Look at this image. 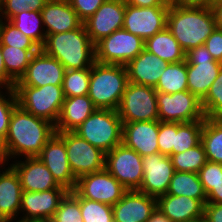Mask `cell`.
Masks as SVG:
<instances>
[{
	"label": "cell",
	"mask_w": 222,
	"mask_h": 222,
	"mask_svg": "<svg viewBox=\"0 0 222 222\" xmlns=\"http://www.w3.org/2000/svg\"><path fill=\"white\" fill-rule=\"evenodd\" d=\"M65 142L71 172L76 179L105 169V152L74 131L56 132Z\"/></svg>",
	"instance_id": "obj_10"
},
{
	"label": "cell",
	"mask_w": 222,
	"mask_h": 222,
	"mask_svg": "<svg viewBox=\"0 0 222 222\" xmlns=\"http://www.w3.org/2000/svg\"><path fill=\"white\" fill-rule=\"evenodd\" d=\"M90 68L65 70L62 89L65 97L84 96L89 93Z\"/></svg>",
	"instance_id": "obj_38"
},
{
	"label": "cell",
	"mask_w": 222,
	"mask_h": 222,
	"mask_svg": "<svg viewBox=\"0 0 222 222\" xmlns=\"http://www.w3.org/2000/svg\"><path fill=\"white\" fill-rule=\"evenodd\" d=\"M96 109L88 95L65 97L55 131H74Z\"/></svg>",
	"instance_id": "obj_27"
},
{
	"label": "cell",
	"mask_w": 222,
	"mask_h": 222,
	"mask_svg": "<svg viewBox=\"0 0 222 222\" xmlns=\"http://www.w3.org/2000/svg\"><path fill=\"white\" fill-rule=\"evenodd\" d=\"M145 41L125 29H119L94 45L95 61L126 66L143 49Z\"/></svg>",
	"instance_id": "obj_9"
},
{
	"label": "cell",
	"mask_w": 222,
	"mask_h": 222,
	"mask_svg": "<svg viewBox=\"0 0 222 222\" xmlns=\"http://www.w3.org/2000/svg\"><path fill=\"white\" fill-rule=\"evenodd\" d=\"M55 125L32 115L19 105L13 110L4 140L9 160L20 156L38 157L48 140L55 134Z\"/></svg>",
	"instance_id": "obj_1"
},
{
	"label": "cell",
	"mask_w": 222,
	"mask_h": 222,
	"mask_svg": "<svg viewBox=\"0 0 222 222\" xmlns=\"http://www.w3.org/2000/svg\"><path fill=\"white\" fill-rule=\"evenodd\" d=\"M204 219H195V220H191V221H185V222H202Z\"/></svg>",
	"instance_id": "obj_55"
},
{
	"label": "cell",
	"mask_w": 222,
	"mask_h": 222,
	"mask_svg": "<svg viewBox=\"0 0 222 222\" xmlns=\"http://www.w3.org/2000/svg\"><path fill=\"white\" fill-rule=\"evenodd\" d=\"M15 84L16 83L6 73L0 45V90L4 88L5 91V89L15 88Z\"/></svg>",
	"instance_id": "obj_48"
},
{
	"label": "cell",
	"mask_w": 222,
	"mask_h": 222,
	"mask_svg": "<svg viewBox=\"0 0 222 222\" xmlns=\"http://www.w3.org/2000/svg\"><path fill=\"white\" fill-rule=\"evenodd\" d=\"M158 117L162 122H192L204 120L205 115L199 100L190 91L174 94L157 92Z\"/></svg>",
	"instance_id": "obj_12"
},
{
	"label": "cell",
	"mask_w": 222,
	"mask_h": 222,
	"mask_svg": "<svg viewBox=\"0 0 222 222\" xmlns=\"http://www.w3.org/2000/svg\"><path fill=\"white\" fill-rule=\"evenodd\" d=\"M185 60L188 91L202 101L218 77L222 63L213 59L204 44L186 52Z\"/></svg>",
	"instance_id": "obj_8"
},
{
	"label": "cell",
	"mask_w": 222,
	"mask_h": 222,
	"mask_svg": "<svg viewBox=\"0 0 222 222\" xmlns=\"http://www.w3.org/2000/svg\"><path fill=\"white\" fill-rule=\"evenodd\" d=\"M157 207V198L138 190L127 191L112 206L114 222H146Z\"/></svg>",
	"instance_id": "obj_21"
},
{
	"label": "cell",
	"mask_w": 222,
	"mask_h": 222,
	"mask_svg": "<svg viewBox=\"0 0 222 222\" xmlns=\"http://www.w3.org/2000/svg\"><path fill=\"white\" fill-rule=\"evenodd\" d=\"M117 112L122 124L159 120L157 91L151 86L128 82Z\"/></svg>",
	"instance_id": "obj_7"
},
{
	"label": "cell",
	"mask_w": 222,
	"mask_h": 222,
	"mask_svg": "<svg viewBox=\"0 0 222 222\" xmlns=\"http://www.w3.org/2000/svg\"><path fill=\"white\" fill-rule=\"evenodd\" d=\"M74 191L81 198L113 206L128 190L106 169H103L79 177Z\"/></svg>",
	"instance_id": "obj_13"
},
{
	"label": "cell",
	"mask_w": 222,
	"mask_h": 222,
	"mask_svg": "<svg viewBox=\"0 0 222 222\" xmlns=\"http://www.w3.org/2000/svg\"><path fill=\"white\" fill-rule=\"evenodd\" d=\"M215 22L218 28H222V3L213 5L212 7Z\"/></svg>",
	"instance_id": "obj_52"
},
{
	"label": "cell",
	"mask_w": 222,
	"mask_h": 222,
	"mask_svg": "<svg viewBox=\"0 0 222 222\" xmlns=\"http://www.w3.org/2000/svg\"><path fill=\"white\" fill-rule=\"evenodd\" d=\"M107 0H68L78 18L84 22Z\"/></svg>",
	"instance_id": "obj_45"
},
{
	"label": "cell",
	"mask_w": 222,
	"mask_h": 222,
	"mask_svg": "<svg viewBox=\"0 0 222 222\" xmlns=\"http://www.w3.org/2000/svg\"><path fill=\"white\" fill-rule=\"evenodd\" d=\"M40 49H20L1 45L2 58L8 76L17 83L24 75L31 57Z\"/></svg>",
	"instance_id": "obj_31"
},
{
	"label": "cell",
	"mask_w": 222,
	"mask_h": 222,
	"mask_svg": "<svg viewBox=\"0 0 222 222\" xmlns=\"http://www.w3.org/2000/svg\"><path fill=\"white\" fill-rule=\"evenodd\" d=\"M69 192L80 203L83 222H114L111 205L81 198L74 190Z\"/></svg>",
	"instance_id": "obj_37"
},
{
	"label": "cell",
	"mask_w": 222,
	"mask_h": 222,
	"mask_svg": "<svg viewBox=\"0 0 222 222\" xmlns=\"http://www.w3.org/2000/svg\"><path fill=\"white\" fill-rule=\"evenodd\" d=\"M167 194L198 199L204 205L207 201V196L200 182L198 173L175 171L170 181Z\"/></svg>",
	"instance_id": "obj_29"
},
{
	"label": "cell",
	"mask_w": 222,
	"mask_h": 222,
	"mask_svg": "<svg viewBox=\"0 0 222 222\" xmlns=\"http://www.w3.org/2000/svg\"><path fill=\"white\" fill-rule=\"evenodd\" d=\"M5 166V164H0V170H1V167H4Z\"/></svg>",
	"instance_id": "obj_57"
},
{
	"label": "cell",
	"mask_w": 222,
	"mask_h": 222,
	"mask_svg": "<svg viewBox=\"0 0 222 222\" xmlns=\"http://www.w3.org/2000/svg\"><path fill=\"white\" fill-rule=\"evenodd\" d=\"M144 49L168 63H179L185 60L186 53L167 27L147 38Z\"/></svg>",
	"instance_id": "obj_28"
},
{
	"label": "cell",
	"mask_w": 222,
	"mask_h": 222,
	"mask_svg": "<svg viewBox=\"0 0 222 222\" xmlns=\"http://www.w3.org/2000/svg\"><path fill=\"white\" fill-rule=\"evenodd\" d=\"M49 222H83L79 201L68 192Z\"/></svg>",
	"instance_id": "obj_41"
},
{
	"label": "cell",
	"mask_w": 222,
	"mask_h": 222,
	"mask_svg": "<svg viewBox=\"0 0 222 222\" xmlns=\"http://www.w3.org/2000/svg\"><path fill=\"white\" fill-rule=\"evenodd\" d=\"M10 164L19 176L22 191L42 192L51 189H66L53 178L50 170L39 157H26Z\"/></svg>",
	"instance_id": "obj_20"
},
{
	"label": "cell",
	"mask_w": 222,
	"mask_h": 222,
	"mask_svg": "<svg viewBox=\"0 0 222 222\" xmlns=\"http://www.w3.org/2000/svg\"><path fill=\"white\" fill-rule=\"evenodd\" d=\"M169 6L137 7L125 4L123 29L144 41L167 25Z\"/></svg>",
	"instance_id": "obj_14"
},
{
	"label": "cell",
	"mask_w": 222,
	"mask_h": 222,
	"mask_svg": "<svg viewBox=\"0 0 222 222\" xmlns=\"http://www.w3.org/2000/svg\"><path fill=\"white\" fill-rule=\"evenodd\" d=\"M124 0H107L83 22L90 40L95 45L101 39L123 28Z\"/></svg>",
	"instance_id": "obj_17"
},
{
	"label": "cell",
	"mask_w": 222,
	"mask_h": 222,
	"mask_svg": "<svg viewBox=\"0 0 222 222\" xmlns=\"http://www.w3.org/2000/svg\"><path fill=\"white\" fill-rule=\"evenodd\" d=\"M7 161V162H6ZM9 158L6 153V149L4 146V140L0 139V164H8Z\"/></svg>",
	"instance_id": "obj_53"
},
{
	"label": "cell",
	"mask_w": 222,
	"mask_h": 222,
	"mask_svg": "<svg viewBox=\"0 0 222 222\" xmlns=\"http://www.w3.org/2000/svg\"><path fill=\"white\" fill-rule=\"evenodd\" d=\"M146 222H172L166 215H164L158 207L152 212L150 218Z\"/></svg>",
	"instance_id": "obj_51"
},
{
	"label": "cell",
	"mask_w": 222,
	"mask_h": 222,
	"mask_svg": "<svg viewBox=\"0 0 222 222\" xmlns=\"http://www.w3.org/2000/svg\"><path fill=\"white\" fill-rule=\"evenodd\" d=\"M46 2L47 0H2L0 19L10 20L23 11H41Z\"/></svg>",
	"instance_id": "obj_42"
},
{
	"label": "cell",
	"mask_w": 222,
	"mask_h": 222,
	"mask_svg": "<svg viewBox=\"0 0 222 222\" xmlns=\"http://www.w3.org/2000/svg\"><path fill=\"white\" fill-rule=\"evenodd\" d=\"M201 143L204 146L207 161L222 164V118L205 117Z\"/></svg>",
	"instance_id": "obj_30"
},
{
	"label": "cell",
	"mask_w": 222,
	"mask_h": 222,
	"mask_svg": "<svg viewBox=\"0 0 222 222\" xmlns=\"http://www.w3.org/2000/svg\"><path fill=\"white\" fill-rule=\"evenodd\" d=\"M41 15L46 36L71 31L83 24L68 0L47 1L41 10Z\"/></svg>",
	"instance_id": "obj_24"
},
{
	"label": "cell",
	"mask_w": 222,
	"mask_h": 222,
	"mask_svg": "<svg viewBox=\"0 0 222 222\" xmlns=\"http://www.w3.org/2000/svg\"><path fill=\"white\" fill-rule=\"evenodd\" d=\"M18 105L34 116L57 123L65 99L62 85L15 86Z\"/></svg>",
	"instance_id": "obj_6"
},
{
	"label": "cell",
	"mask_w": 222,
	"mask_h": 222,
	"mask_svg": "<svg viewBox=\"0 0 222 222\" xmlns=\"http://www.w3.org/2000/svg\"><path fill=\"white\" fill-rule=\"evenodd\" d=\"M159 120L123 123L122 143L140 156L159 152Z\"/></svg>",
	"instance_id": "obj_22"
},
{
	"label": "cell",
	"mask_w": 222,
	"mask_h": 222,
	"mask_svg": "<svg viewBox=\"0 0 222 222\" xmlns=\"http://www.w3.org/2000/svg\"><path fill=\"white\" fill-rule=\"evenodd\" d=\"M124 2L137 7L170 6V0H124Z\"/></svg>",
	"instance_id": "obj_49"
},
{
	"label": "cell",
	"mask_w": 222,
	"mask_h": 222,
	"mask_svg": "<svg viewBox=\"0 0 222 222\" xmlns=\"http://www.w3.org/2000/svg\"><path fill=\"white\" fill-rule=\"evenodd\" d=\"M74 132L107 153L122 144L123 124L117 110L96 109Z\"/></svg>",
	"instance_id": "obj_5"
},
{
	"label": "cell",
	"mask_w": 222,
	"mask_h": 222,
	"mask_svg": "<svg viewBox=\"0 0 222 222\" xmlns=\"http://www.w3.org/2000/svg\"><path fill=\"white\" fill-rule=\"evenodd\" d=\"M213 0H170V3L182 7H211Z\"/></svg>",
	"instance_id": "obj_50"
},
{
	"label": "cell",
	"mask_w": 222,
	"mask_h": 222,
	"mask_svg": "<svg viewBox=\"0 0 222 222\" xmlns=\"http://www.w3.org/2000/svg\"><path fill=\"white\" fill-rule=\"evenodd\" d=\"M168 62L143 49L127 65L128 82L155 87Z\"/></svg>",
	"instance_id": "obj_25"
},
{
	"label": "cell",
	"mask_w": 222,
	"mask_h": 222,
	"mask_svg": "<svg viewBox=\"0 0 222 222\" xmlns=\"http://www.w3.org/2000/svg\"><path fill=\"white\" fill-rule=\"evenodd\" d=\"M175 171L198 173L207 162L203 144L200 142L184 152L170 156Z\"/></svg>",
	"instance_id": "obj_36"
},
{
	"label": "cell",
	"mask_w": 222,
	"mask_h": 222,
	"mask_svg": "<svg viewBox=\"0 0 222 222\" xmlns=\"http://www.w3.org/2000/svg\"><path fill=\"white\" fill-rule=\"evenodd\" d=\"M201 104L205 117L222 118V67Z\"/></svg>",
	"instance_id": "obj_40"
},
{
	"label": "cell",
	"mask_w": 222,
	"mask_h": 222,
	"mask_svg": "<svg viewBox=\"0 0 222 222\" xmlns=\"http://www.w3.org/2000/svg\"><path fill=\"white\" fill-rule=\"evenodd\" d=\"M68 192L67 189L22 191L20 214L23 216L21 215L17 222H49Z\"/></svg>",
	"instance_id": "obj_15"
},
{
	"label": "cell",
	"mask_w": 222,
	"mask_h": 222,
	"mask_svg": "<svg viewBox=\"0 0 222 222\" xmlns=\"http://www.w3.org/2000/svg\"><path fill=\"white\" fill-rule=\"evenodd\" d=\"M105 169L128 191L140 189L143 180L142 156L123 143L105 153Z\"/></svg>",
	"instance_id": "obj_11"
},
{
	"label": "cell",
	"mask_w": 222,
	"mask_h": 222,
	"mask_svg": "<svg viewBox=\"0 0 222 222\" xmlns=\"http://www.w3.org/2000/svg\"><path fill=\"white\" fill-rule=\"evenodd\" d=\"M9 21L42 48L46 40V32L41 11H23L13 16Z\"/></svg>",
	"instance_id": "obj_33"
},
{
	"label": "cell",
	"mask_w": 222,
	"mask_h": 222,
	"mask_svg": "<svg viewBox=\"0 0 222 222\" xmlns=\"http://www.w3.org/2000/svg\"><path fill=\"white\" fill-rule=\"evenodd\" d=\"M204 204L187 196L164 194L157 198V207L172 222H185L203 219Z\"/></svg>",
	"instance_id": "obj_26"
},
{
	"label": "cell",
	"mask_w": 222,
	"mask_h": 222,
	"mask_svg": "<svg viewBox=\"0 0 222 222\" xmlns=\"http://www.w3.org/2000/svg\"><path fill=\"white\" fill-rule=\"evenodd\" d=\"M143 180L139 192L158 198L167 193L175 169L170 156L160 152L142 156Z\"/></svg>",
	"instance_id": "obj_16"
},
{
	"label": "cell",
	"mask_w": 222,
	"mask_h": 222,
	"mask_svg": "<svg viewBox=\"0 0 222 222\" xmlns=\"http://www.w3.org/2000/svg\"><path fill=\"white\" fill-rule=\"evenodd\" d=\"M177 133V122L159 121L158 147L163 155L171 156L173 154V145L175 134Z\"/></svg>",
	"instance_id": "obj_44"
},
{
	"label": "cell",
	"mask_w": 222,
	"mask_h": 222,
	"mask_svg": "<svg viewBox=\"0 0 222 222\" xmlns=\"http://www.w3.org/2000/svg\"><path fill=\"white\" fill-rule=\"evenodd\" d=\"M60 186L72 191L77 179L71 172L64 140L55 132L38 156Z\"/></svg>",
	"instance_id": "obj_19"
},
{
	"label": "cell",
	"mask_w": 222,
	"mask_h": 222,
	"mask_svg": "<svg viewBox=\"0 0 222 222\" xmlns=\"http://www.w3.org/2000/svg\"><path fill=\"white\" fill-rule=\"evenodd\" d=\"M17 106L18 101L14 88L6 89L5 94L0 90V139L2 140H5L11 115Z\"/></svg>",
	"instance_id": "obj_43"
},
{
	"label": "cell",
	"mask_w": 222,
	"mask_h": 222,
	"mask_svg": "<svg viewBox=\"0 0 222 222\" xmlns=\"http://www.w3.org/2000/svg\"><path fill=\"white\" fill-rule=\"evenodd\" d=\"M203 122L204 120L177 123L173 154L184 152L201 142Z\"/></svg>",
	"instance_id": "obj_35"
},
{
	"label": "cell",
	"mask_w": 222,
	"mask_h": 222,
	"mask_svg": "<svg viewBox=\"0 0 222 222\" xmlns=\"http://www.w3.org/2000/svg\"><path fill=\"white\" fill-rule=\"evenodd\" d=\"M64 73V66L57 59L40 49L33 54L24 75L15 86L62 85Z\"/></svg>",
	"instance_id": "obj_18"
},
{
	"label": "cell",
	"mask_w": 222,
	"mask_h": 222,
	"mask_svg": "<svg viewBox=\"0 0 222 222\" xmlns=\"http://www.w3.org/2000/svg\"><path fill=\"white\" fill-rule=\"evenodd\" d=\"M0 45L20 49H41L32 39L20 32L9 20L0 19Z\"/></svg>",
	"instance_id": "obj_39"
},
{
	"label": "cell",
	"mask_w": 222,
	"mask_h": 222,
	"mask_svg": "<svg viewBox=\"0 0 222 222\" xmlns=\"http://www.w3.org/2000/svg\"><path fill=\"white\" fill-rule=\"evenodd\" d=\"M220 3H222V0H213L212 3H211V7L213 5H217V4H220Z\"/></svg>",
	"instance_id": "obj_54"
},
{
	"label": "cell",
	"mask_w": 222,
	"mask_h": 222,
	"mask_svg": "<svg viewBox=\"0 0 222 222\" xmlns=\"http://www.w3.org/2000/svg\"><path fill=\"white\" fill-rule=\"evenodd\" d=\"M203 219L205 222H222V204L206 202Z\"/></svg>",
	"instance_id": "obj_47"
},
{
	"label": "cell",
	"mask_w": 222,
	"mask_h": 222,
	"mask_svg": "<svg viewBox=\"0 0 222 222\" xmlns=\"http://www.w3.org/2000/svg\"><path fill=\"white\" fill-rule=\"evenodd\" d=\"M207 201L222 204V164L207 161L198 172Z\"/></svg>",
	"instance_id": "obj_34"
},
{
	"label": "cell",
	"mask_w": 222,
	"mask_h": 222,
	"mask_svg": "<svg viewBox=\"0 0 222 222\" xmlns=\"http://www.w3.org/2000/svg\"><path fill=\"white\" fill-rule=\"evenodd\" d=\"M41 49L57 59L65 70L91 68L95 62L94 44L84 24L71 31L48 34Z\"/></svg>",
	"instance_id": "obj_3"
},
{
	"label": "cell",
	"mask_w": 222,
	"mask_h": 222,
	"mask_svg": "<svg viewBox=\"0 0 222 222\" xmlns=\"http://www.w3.org/2000/svg\"><path fill=\"white\" fill-rule=\"evenodd\" d=\"M21 195L22 187L15 169L11 165L3 167L0 170V222L17 220Z\"/></svg>",
	"instance_id": "obj_23"
},
{
	"label": "cell",
	"mask_w": 222,
	"mask_h": 222,
	"mask_svg": "<svg viewBox=\"0 0 222 222\" xmlns=\"http://www.w3.org/2000/svg\"><path fill=\"white\" fill-rule=\"evenodd\" d=\"M154 88L157 92L167 94L188 90L186 60L179 63H169Z\"/></svg>",
	"instance_id": "obj_32"
},
{
	"label": "cell",
	"mask_w": 222,
	"mask_h": 222,
	"mask_svg": "<svg viewBox=\"0 0 222 222\" xmlns=\"http://www.w3.org/2000/svg\"><path fill=\"white\" fill-rule=\"evenodd\" d=\"M127 83L126 66L95 61L90 68L88 96L97 109L117 110Z\"/></svg>",
	"instance_id": "obj_4"
},
{
	"label": "cell",
	"mask_w": 222,
	"mask_h": 222,
	"mask_svg": "<svg viewBox=\"0 0 222 222\" xmlns=\"http://www.w3.org/2000/svg\"><path fill=\"white\" fill-rule=\"evenodd\" d=\"M215 61L222 63V28L216 29L210 34L204 44Z\"/></svg>",
	"instance_id": "obj_46"
},
{
	"label": "cell",
	"mask_w": 222,
	"mask_h": 222,
	"mask_svg": "<svg viewBox=\"0 0 222 222\" xmlns=\"http://www.w3.org/2000/svg\"><path fill=\"white\" fill-rule=\"evenodd\" d=\"M2 0H0V13H1Z\"/></svg>",
	"instance_id": "obj_56"
},
{
	"label": "cell",
	"mask_w": 222,
	"mask_h": 222,
	"mask_svg": "<svg viewBox=\"0 0 222 222\" xmlns=\"http://www.w3.org/2000/svg\"><path fill=\"white\" fill-rule=\"evenodd\" d=\"M166 27L186 53L205 44L217 25L211 7H182L170 3Z\"/></svg>",
	"instance_id": "obj_2"
}]
</instances>
